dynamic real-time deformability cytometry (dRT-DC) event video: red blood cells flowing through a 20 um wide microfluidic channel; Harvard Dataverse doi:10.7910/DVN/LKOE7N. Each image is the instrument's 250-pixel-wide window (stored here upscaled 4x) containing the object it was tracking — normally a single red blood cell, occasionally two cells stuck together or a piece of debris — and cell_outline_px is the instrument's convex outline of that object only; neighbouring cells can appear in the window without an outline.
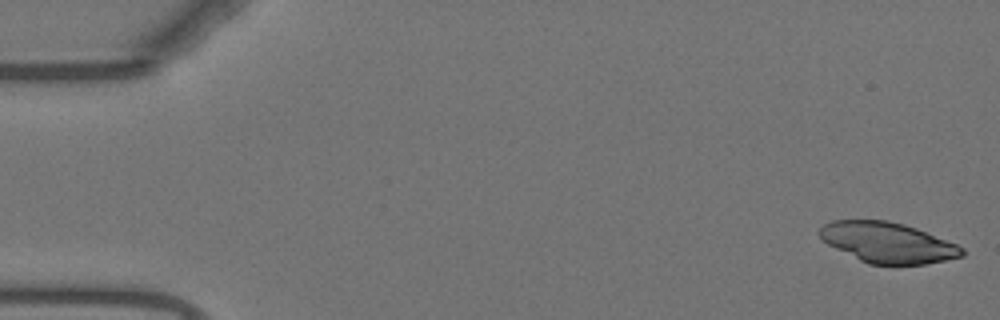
{"species": "Egyptian fruit bat (a non-hibernating species)", "species_latin": "Rousettus aegyptiacus", "temperature_condition": "warm", "stored_images_in_passage": 11, "camera_frame_rate_fps": 3000, "um_per_image_px": 0.085, "animal": {"sex": "female"}, "frame": {"image": 1, "passage_image": 1, "time_ms": 0.0, "image_size_px": [1000, 320], "cell_outline_px": [[964, 256], [924, 264], [868, 264], [820, 240], [816, 232], [824, 224], [832, 220], [888, 220], [904, 224], [916, 228], [956, 244], [964, 248]], "centroid_in_image_um": [75.41, 20.6], "position_along_channel_um": 9.6, "area_um2": 33.47}}